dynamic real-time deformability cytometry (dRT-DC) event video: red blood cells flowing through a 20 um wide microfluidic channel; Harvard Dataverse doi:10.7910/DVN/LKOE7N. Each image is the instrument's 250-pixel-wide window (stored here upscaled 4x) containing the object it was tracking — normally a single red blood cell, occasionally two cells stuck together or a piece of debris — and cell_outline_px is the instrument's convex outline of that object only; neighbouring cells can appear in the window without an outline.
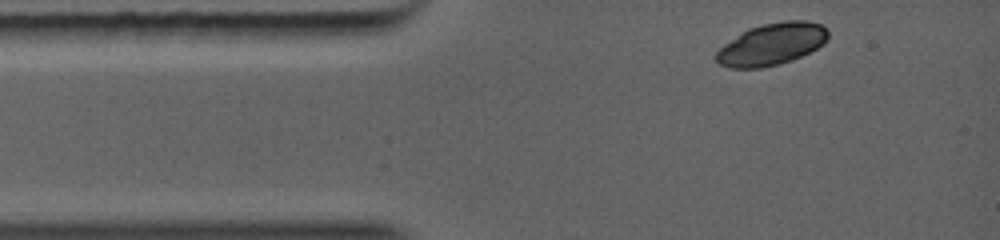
{"species": "common noctule bat (a hibernating species)", "species_latin": "Nyctalus noctula", "temperature_condition": "warm", "stored_images_in_passage": 12, "camera_frame_rate_fps": 5000, "um_per_image_px": 0.085, "animal": {"sex": "female", "body_mass_g": 19.0, "forearm_length_mm": 56.7}, "frame": {"image": 1, "passage_image": 1, "time_ms": 0.0, "image_size_px": [1000, 240], "cell_outline_px": [[828, 40], [816, 48], [792, 60], [780, 64], [760, 68], [732, 68], [720, 64], [716, 60], [716, 52], [724, 44], [748, 28], [764, 24], [784, 20], [808, 20], [820, 24], [828, 28]], "centroid_in_image_um": [65.62, 3.74], "position_along_channel_um": 19.4, "area_um2": 27.28}}
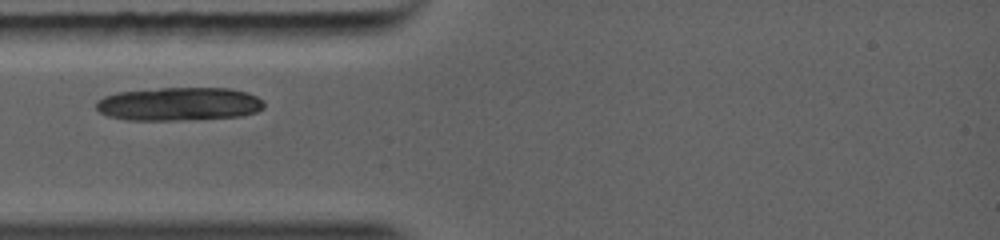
{"frame": {"image": 2, "passage_image": 5, "time_ms": 1.8, "image_size_px": [1000, 240], "cell_outline_px": [[264, 108], [256, 112], [240, 116], [172, 120], [128, 120], [108, 116], [100, 112], [96, 108], [96, 100], [104, 96], [120, 92], [160, 88], [228, 88], [248, 92], [264, 100]], "centroid_in_image_um": [15.22, 8.83], "position_along_channel_um": 69.8, "area_um2": 32.6}}
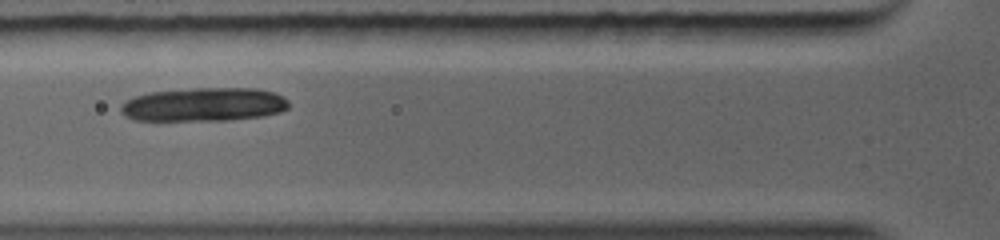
{"frame": {"image": 3, "passage_image": 7, "time_ms": 2.6, "image_size_px": [1000, 240], "cell_outline_px": [[288, 108], [280, 112], [264, 116], [228, 120], [136, 120], [124, 116], [120, 112], [120, 108], [128, 100], [136, 96], [148, 92], [192, 88], [256, 88], [272, 92], [284, 96], [288, 100]], "centroid_in_image_um": [17.36, 8.88], "position_along_channel_um": 108.4, "area_um2": 33.0}}